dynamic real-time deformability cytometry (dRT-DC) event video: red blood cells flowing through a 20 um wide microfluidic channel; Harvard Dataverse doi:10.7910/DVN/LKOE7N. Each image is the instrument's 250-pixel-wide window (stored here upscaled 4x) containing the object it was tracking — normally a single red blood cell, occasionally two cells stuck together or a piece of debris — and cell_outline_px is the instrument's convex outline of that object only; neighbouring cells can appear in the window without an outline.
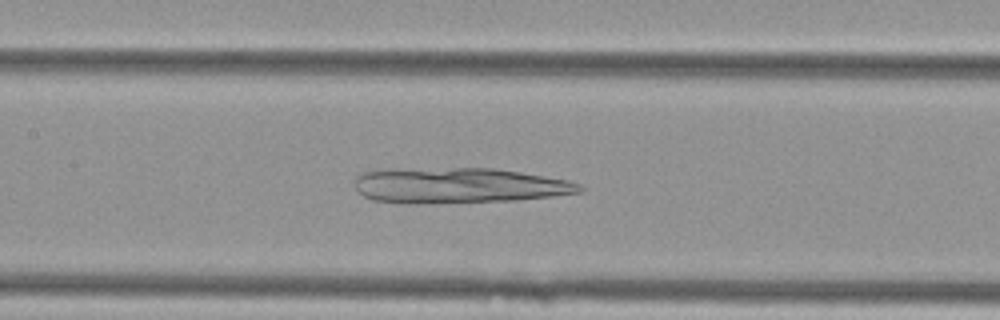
{"species": "Egyptian fruit bat (a non-hibernating species)", "species_latin": "Rousettus aegyptiacus", "temperature_condition": "cold", "stored_images_in_passage": 38, "camera_frame_rate_fps": 3000, "um_per_image_px": 0.085, "animal": {"sex": "female"}, "frame": {"image": 1, "passage_image": 10, "time_ms": 3.0, "image_size_px": [1000, 320], "cell_outline_px": [[584, 192], [552, 196], [516, 200], [432, 204], [408, 204], [372, 200], [356, 192], [356, 176], [364, 172], [384, 168], [492, 168], [520, 172], [568, 180], [580, 184], [584, 188]], "centroid_in_image_um": [38.94, 15.77], "position_along_channel_um": 168.5, "area_um2": 47.22}}
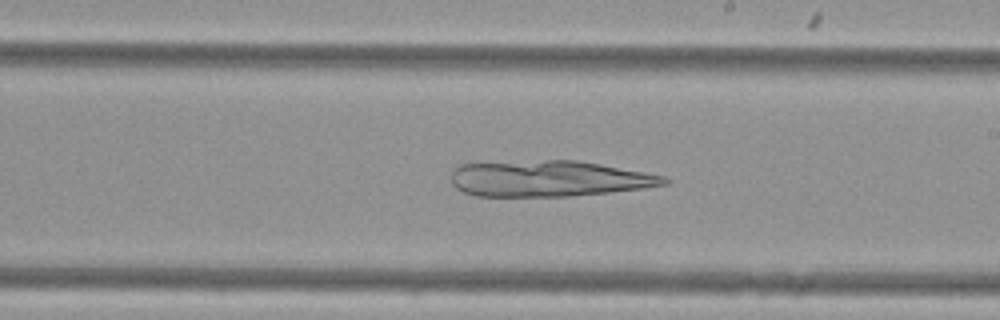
{"frame": {"image": 2, "passage_image": 16, "time_ms": 5.0, "image_size_px": [1000, 320], "cell_outline_px": [[672, 180], [668, 184], [644, 188], [572, 196], [476, 196], [464, 192], [456, 188], [452, 184], [452, 172], [460, 164], [548, 160], [576, 160], [600, 164], [644, 172], [664, 176]], "centroid_in_image_um": [46.67, 15.19], "position_along_channel_um": 242.3, "area_um2": 44.51}}
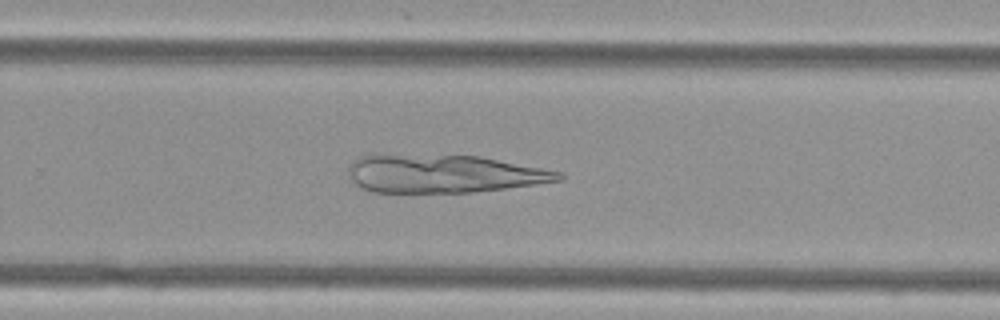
{"frame": {"image": 3, "passage_image": 20, "time_ms": 6.333, "image_size_px": [1000, 320], "cell_outline_px": [[564, 180], [536, 184], [472, 192], [372, 192], [360, 188], [348, 176], [348, 168], [352, 160], [360, 156], [480, 156], [564, 172]], "centroid_in_image_um": [37.75, 14.79], "position_along_channel_um": 292.0, "area_um2": 46.07}}